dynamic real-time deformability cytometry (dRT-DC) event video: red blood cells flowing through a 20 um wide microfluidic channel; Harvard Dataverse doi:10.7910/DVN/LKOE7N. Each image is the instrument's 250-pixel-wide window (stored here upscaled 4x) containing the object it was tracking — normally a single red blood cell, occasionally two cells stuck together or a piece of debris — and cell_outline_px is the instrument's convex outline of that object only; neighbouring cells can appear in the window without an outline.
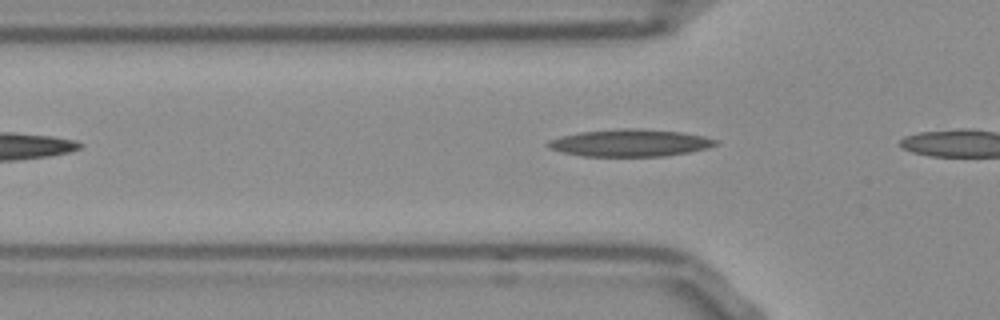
{"species": "Egyptian fruit bat (a non-hibernating species)", "species_latin": "Rousettus aegyptiacus", "temperature_condition": "room temperature", "stored_images_in_passage": 7, "camera_frame_rate_fps": 3000, "um_per_image_px": 0.085, "frame": {"image": 1, "passage_image": 2, "time_ms": 0.333, "image_size_px": [1000, 320], "cell_outline_px": [[716, 144], [708, 148], [688, 152], [664, 156], [584, 156], [564, 152], [548, 148], [544, 144], [548, 140], [560, 136], [580, 132], [624, 128], [636, 128], [680, 132], [704, 136], [716, 140]], "centroid_in_image_um": [53.51, 12.14], "position_along_channel_um": 72.3, "area_um2": 26.41}}
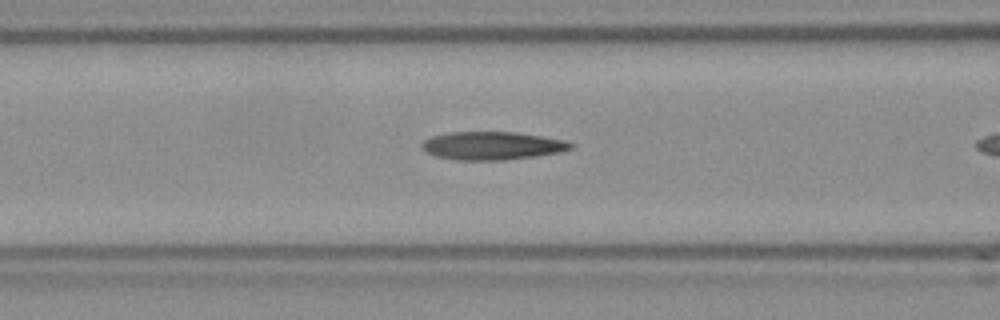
{"frame": {"image": 2, "passage_image": 6, "time_ms": 1.667, "image_size_px": [1000, 320], "cell_outline_px": [[572, 148], [560, 152], [504, 160], [456, 160], [436, 156], [420, 148], [420, 144], [424, 140], [432, 136], [452, 132], [516, 132], [564, 140], [572, 144]], "centroid_in_image_um": [41.78, 12.38], "position_along_channel_um": 124.8, "area_um2": 24.16}}